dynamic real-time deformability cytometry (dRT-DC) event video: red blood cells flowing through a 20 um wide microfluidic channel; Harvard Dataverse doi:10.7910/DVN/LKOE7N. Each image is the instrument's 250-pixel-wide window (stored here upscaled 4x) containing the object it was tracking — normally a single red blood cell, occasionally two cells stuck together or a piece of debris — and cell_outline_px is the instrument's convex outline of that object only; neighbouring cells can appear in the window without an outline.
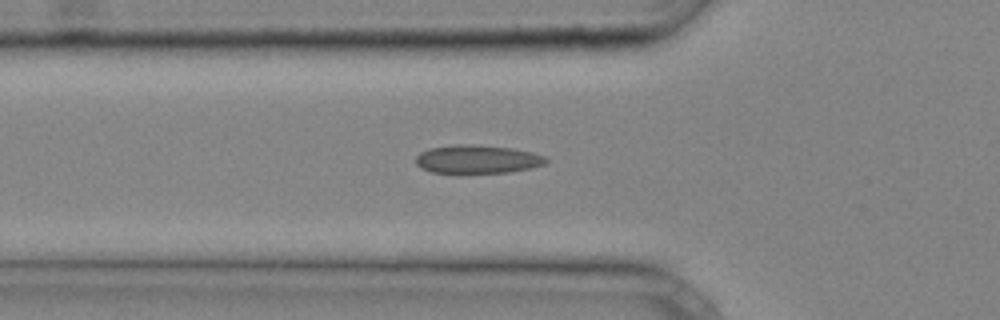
{"species": "common noctule bat (a hibernating species)", "species_latin": "Nyctalus noctula", "temperature_condition": "cold", "stored_images_in_passage": 29, "camera_frame_rate_fps": 3000, "um_per_image_px": 0.085, "animal": {"sex": "male", "body_mass_g": 20.4}, "frame": {"image": 1, "passage_image": 5, "time_ms": 1.333, "image_size_px": [1000, 320], "cell_outline_px": [[548, 160], [544, 164], [532, 168], [508, 172], [432, 172], [420, 168], [416, 164], [416, 156], [420, 152], [428, 148], [460, 144], [472, 144], [512, 148], [532, 152], [544, 156]], "centroid_in_image_um": [40.56, 13.52], "position_along_channel_um": 85.2, "area_um2": 21.39}}